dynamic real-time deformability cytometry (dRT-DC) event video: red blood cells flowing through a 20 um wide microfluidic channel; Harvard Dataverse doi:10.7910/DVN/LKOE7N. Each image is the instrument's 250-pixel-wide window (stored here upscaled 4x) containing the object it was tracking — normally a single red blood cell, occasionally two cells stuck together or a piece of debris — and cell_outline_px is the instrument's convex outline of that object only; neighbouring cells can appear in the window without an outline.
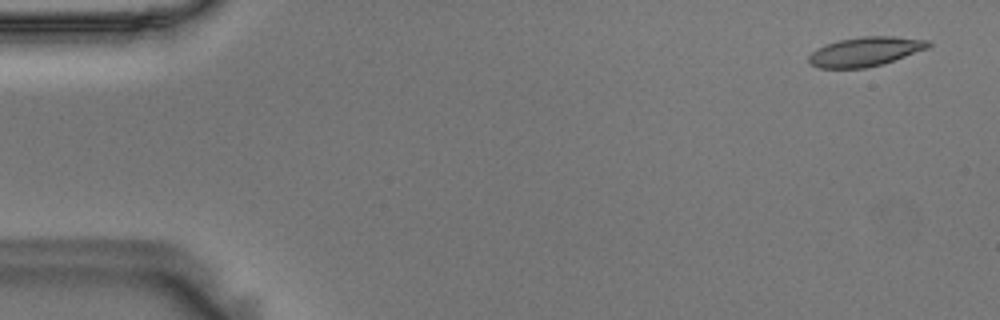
{"species": "Egyptian fruit bat (a non-hibernating species)", "species_latin": "Rousettus aegyptiacus", "temperature_condition": "room temperature", "stored_images_in_passage": 55, "camera_frame_rate_fps": 3000, "um_per_image_px": 0.085, "animal": {"sex": "male"}, "frame": {"image": 1, "passage_image": 3, "time_ms": 0.667, "image_size_px": [1000, 320], "cell_outline_px": [[932, 44], [928, 48], [880, 64], [864, 68], [820, 68], [812, 64], [808, 60], [808, 56], [816, 48], [840, 40], [860, 36], [892, 36], [928, 40]], "centroid_in_image_um": [73.53, 4.37], "position_along_channel_um": 11.5, "area_um2": 20.06}}
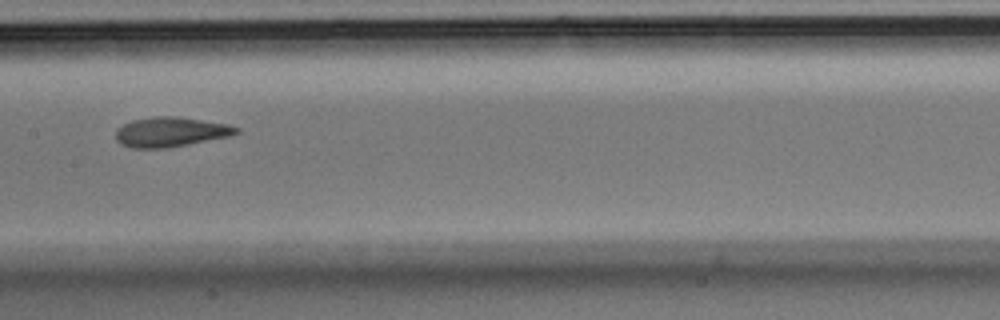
{"frame": {"image": 2, "passage_image": 28, "time_ms": 9.0, "image_size_px": [1000, 320], "cell_outline_px": [[240, 132], [228, 136], [168, 148], [132, 148], [120, 144], [116, 140], [116, 132], [124, 124], [132, 120], [156, 116], [176, 116], [228, 124], [240, 128]], "centroid_in_image_um": [14.5, 11.22], "position_along_channel_um": 192.9, "area_um2": 20.75}}
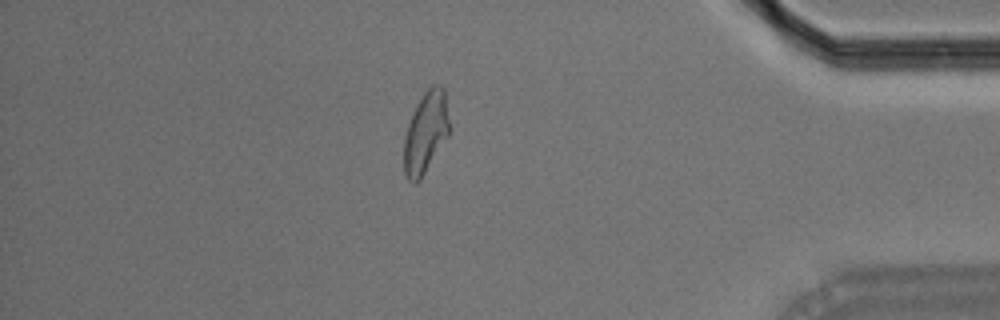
{"frame": {"image": 3, "passage_image": 48, "time_ms": 15.667, "image_size_px": [1000, 320], "cell_outline_px": [[448, 136], [420, 180], [416, 184], [412, 184], [408, 180], [404, 172], [404, 140], [408, 124], [412, 112], [416, 104], [424, 92], [432, 84], [440, 84], [444, 88], [448, 120]], "centroid_in_image_um": [36.16, 11.27], "position_along_channel_um": 399.0, "area_um2": 21.44}, "authors_computed_cell_mechanics": {"area_um2": 20.8658, "velocity_mm_per_s": 3.6251, "shape_relaxation_time_tau1_ms": 10.5346, "shape_relaxation_time_tau2_ms": 1.6976, "deformation_change_tau1": 0.2744, "deformation_change_tau2": 0.0908}}